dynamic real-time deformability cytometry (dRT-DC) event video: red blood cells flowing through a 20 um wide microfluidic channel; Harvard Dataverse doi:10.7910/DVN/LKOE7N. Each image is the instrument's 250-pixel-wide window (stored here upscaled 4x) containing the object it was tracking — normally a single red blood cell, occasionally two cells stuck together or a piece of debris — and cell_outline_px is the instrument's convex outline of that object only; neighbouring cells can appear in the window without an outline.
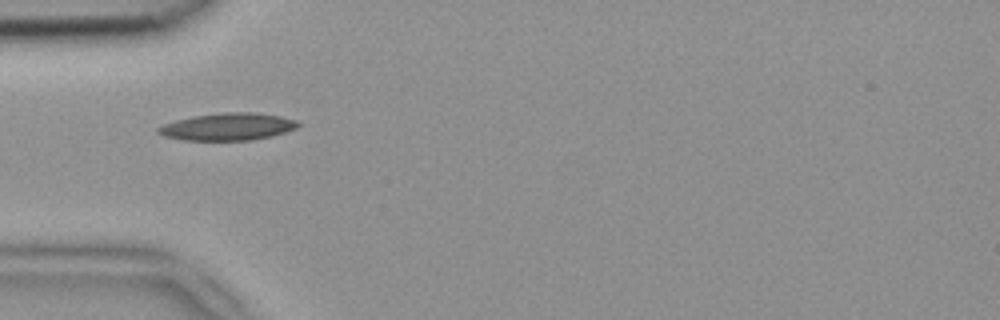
{"species": "common noctule bat (a hibernating species)", "species_latin": "Nyctalus noctula", "temperature_condition": "room temperature", "stored_images_in_passage": 36, "camera_frame_rate_fps": 3000, "um_per_image_px": 0.085, "animal": {"sex": "female", "body_mass_g": 18.4}, "frame": {"image": 1, "passage_image": 1, "time_ms": 0.0, "image_size_px": [1000, 320], "cell_outline_px": [[300, 124], [296, 128], [272, 136], [252, 140], [184, 140], [164, 136], [156, 132], [156, 128], [164, 124], [176, 120], [192, 116], [224, 112], [252, 112], [280, 116], [296, 120]], "centroid_in_image_um": [19.34, 10.77], "position_along_channel_um": 65.7, "area_um2": 22.2}}
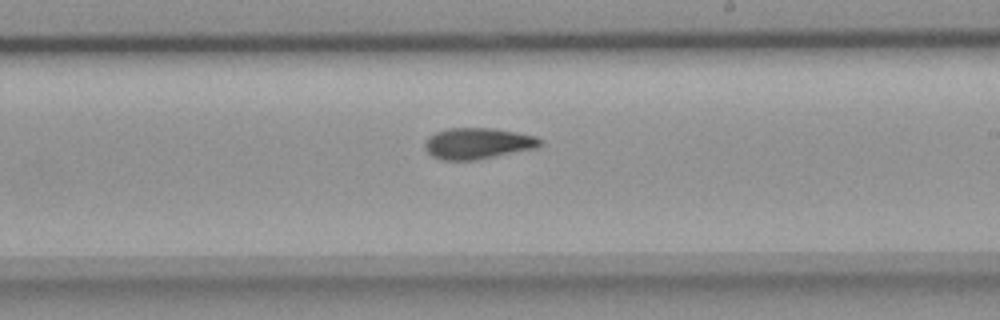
{"frame": {"image": 2, "passage_image": 15, "time_ms": 4.667, "image_size_px": [1000, 320], "cell_outline_px": [[544, 144], [536, 148], [476, 160], [444, 160], [432, 156], [424, 148], [424, 144], [428, 136], [436, 132], [448, 128], [492, 128], [516, 132], [536, 136], [544, 140]], "centroid_in_image_um": [40.63, 12.19], "position_along_channel_um": 248.4, "area_um2": 21.04}}
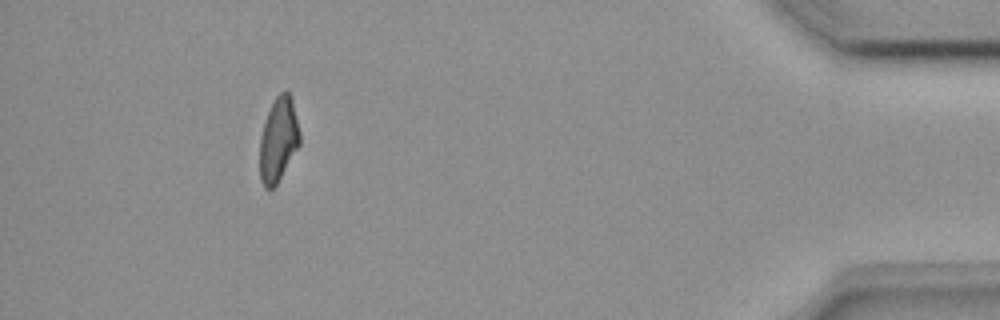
{"frame": {"image": 3, "passage_image": 32, "time_ms": 10.333, "image_size_px": [1000, 320], "cell_outline_px": [[300, 144], [276, 184], [272, 188], [264, 188], [260, 180], [260, 136], [268, 112], [276, 96], [280, 92], [288, 92], [292, 96], [300, 132]], "centroid_in_image_um": [23.67, 11.85], "position_along_channel_um": 411.5, "area_um2": 19.48}, "authors_computed_cell_mechanics": {"area_um2": 20.4901, "velocity_mm_per_s": 3.9358, "shape_relaxation_time_tau1_ms": 5.2695, "shape_relaxation_time_tau2_ms": 4.6794, "deformation_change_tau1": 0.1642, "deformation_change_tau2": 0.1268}}